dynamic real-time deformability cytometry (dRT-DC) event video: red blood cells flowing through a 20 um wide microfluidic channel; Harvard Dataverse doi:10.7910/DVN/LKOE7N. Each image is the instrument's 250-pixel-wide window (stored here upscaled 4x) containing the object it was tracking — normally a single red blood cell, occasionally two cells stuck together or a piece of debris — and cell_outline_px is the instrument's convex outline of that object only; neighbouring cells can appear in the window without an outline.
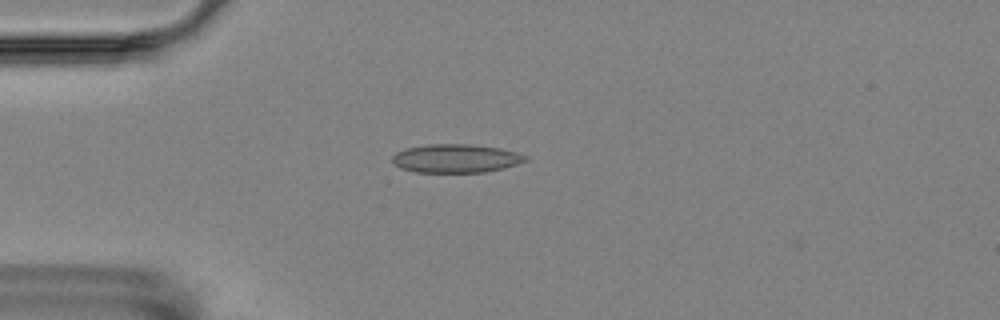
{"species": "Egyptian fruit bat (a non-hibernating species)", "species_latin": "Rousettus aegyptiacus", "temperature_condition": "room temperature", "stored_images_in_passage": 4, "camera_frame_rate_fps": 3000, "um_per_image_px": 0.085, "animal": {"sex": "female"}, "frame": {"image": 1, "passage_image": 3, "time_ms": 2.667, "image_size_px": [1000, 320], "cell_outline_px": [[528, 160], [504, 168], [484, 172], [416, 172], [400, 168], [392, 164], [392, 156], [396, 152], [404, 148], [428, 144], [472, 144], [500, 148], [516, 152], [528, 156]], "centroid_in_image_um": [38.72, 13.46], "position_along_channel_um": 46.3, "area_um2": 22.31}}
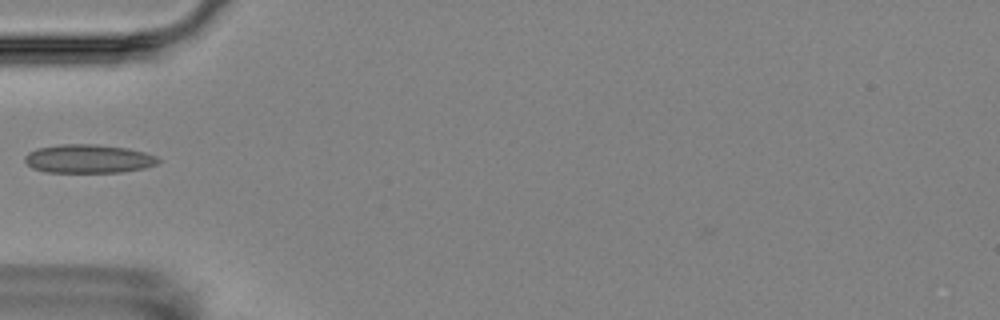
{"frame": {"image": 2, "passage_image": 4, "time_ms": 4.0, "image_size_px": [1000, 320], "cell_outline_px": [[160, 160], [156, 164], [144, 168], [120, 172], [48, 172], [32, 168], [24, 160], [24, 156], [28, 152], [36, 148], [60, 144], [96, 144], [128, 148], [144, 152], [156, 156]], "centroid_in_image_um": [7.49, 13.49], "position_along_channel_um": 77.5, "area_um2": 22.25}}